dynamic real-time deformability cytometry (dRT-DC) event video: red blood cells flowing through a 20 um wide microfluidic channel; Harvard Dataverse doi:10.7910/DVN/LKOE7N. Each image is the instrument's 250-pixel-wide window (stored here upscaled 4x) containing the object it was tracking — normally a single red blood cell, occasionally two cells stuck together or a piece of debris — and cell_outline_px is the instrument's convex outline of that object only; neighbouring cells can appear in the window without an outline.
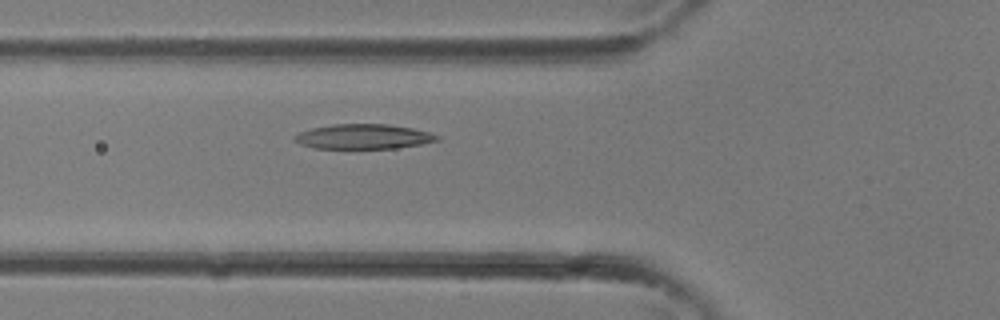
{"species": "common noctule bat (a hibernating species)", "species_latin": "Nyctalus noctula", "temperature_condition": "room temperature", "stored_images_in_passage": 30, "camera_frame_rate_fps": 3000, "um_per_image_px": 0.085, "animal": {"sex": "female"}, "frame": {"image": 1, "passage_image": 8, "time_ms": 2.333, "image_size_px": [1000, 320], "cell_outline_px": [[440, 140], [420, 144], [396, 148], [312, 148], [300, 144], [292, 140], [292, 136], [300, 132], [312, 128], [332, 124], [388, 124], [412, 128], [428, 132], [440, 136]], "centroid_in_image_um": [30.85, 11.61], "position_along_channel_um": 94.9, "area_um2": 20.63}}
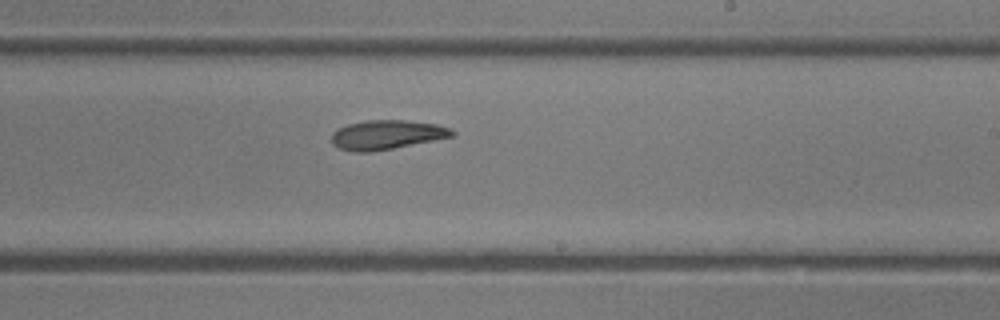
{"frame": {"image": 2, "passage_image": 16, "time_ms": 5.0, "image_size_px": [1000, 320], "cell_outline_px": [[456, 136], [392, 148], [368, 152], [352, 152], [340, 148], [332, 144], [332, 132], [348, 124], [368, 120], [404, 120], [436, 124], [452, 128], [456, 132]], "centroid_in_image_um": [32.91, 11.45], "position_along_channel_um": 256.1, "area_um2": 20.52}}
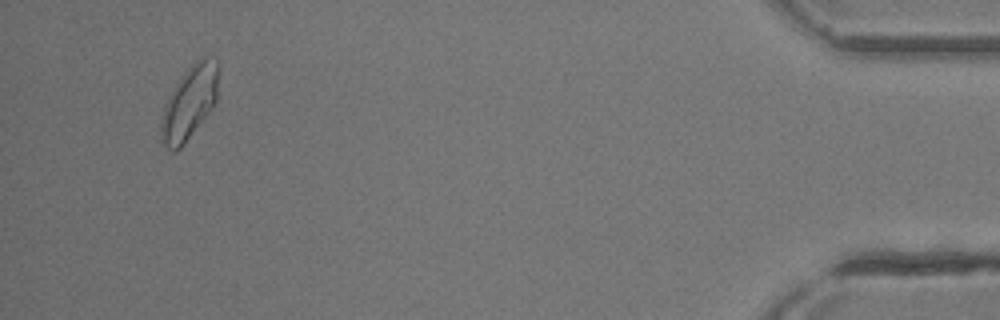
{"frame": {"image": 3, "passage_image": 28, "time_ms": 9.0, "image_size_px": [1000, 320], "cell_outline_px": [[220, 68], [216, 100], [212, 108], [184, 144], [176, 152], [172, 152], [164, 144], [160, 136], [160, 120], [164, 104], [168, 96], [180, 76], [196, 60], [204, 56], [208, 56], [216, 60]], "centroid_in_image_um": [16.09, 8.7], "position_along_channel_um": 419.1, "area_um2": 24.85}}